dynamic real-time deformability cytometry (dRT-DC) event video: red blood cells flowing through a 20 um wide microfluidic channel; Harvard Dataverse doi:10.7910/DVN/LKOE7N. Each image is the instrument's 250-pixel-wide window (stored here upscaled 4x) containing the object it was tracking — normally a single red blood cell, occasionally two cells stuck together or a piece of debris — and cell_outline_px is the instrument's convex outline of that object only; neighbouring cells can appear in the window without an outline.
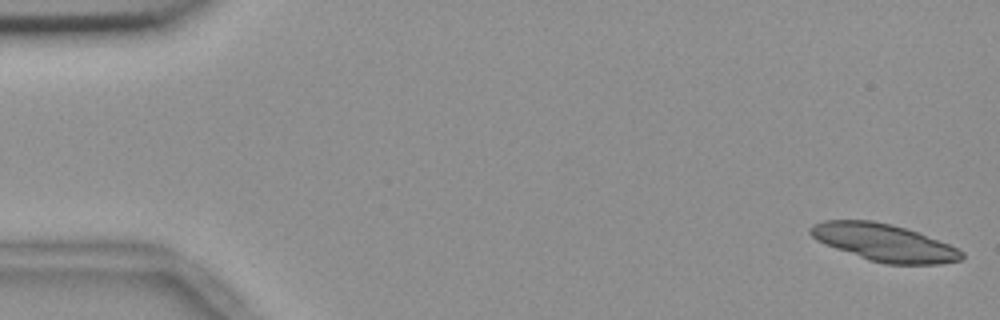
{"species": "common noctule bat (a hibernating species)", "species_latin": "Nyctalus noctula", "temperature_condition": "room temperature", "stored_images_in_passage": 54, "segment_of_instrument_passage": [1, 2], "camera_frame_rate_fps": 3000, "um_per_image_px": 0.085, "animal": {"sex": "female", "body_mass_g": 18.4}, "frame": {"image": 1, "passage_image": 1, "time_ms": 0.0, "image_size_px": [1000, 320], "cell_outline_px": [[964, 260], [940, 264], [884, 264], [868, 260], [824, 244], [816, 240], [808, 232], [808, 228], [824, 220], [872, 220], [892, 224], [916, 232], [948, 244], [964, 252]], "centroid_in_image_um": [75.14, 20.63], "position_along_channel_um": 9.9, "area_um2": 32.77}}